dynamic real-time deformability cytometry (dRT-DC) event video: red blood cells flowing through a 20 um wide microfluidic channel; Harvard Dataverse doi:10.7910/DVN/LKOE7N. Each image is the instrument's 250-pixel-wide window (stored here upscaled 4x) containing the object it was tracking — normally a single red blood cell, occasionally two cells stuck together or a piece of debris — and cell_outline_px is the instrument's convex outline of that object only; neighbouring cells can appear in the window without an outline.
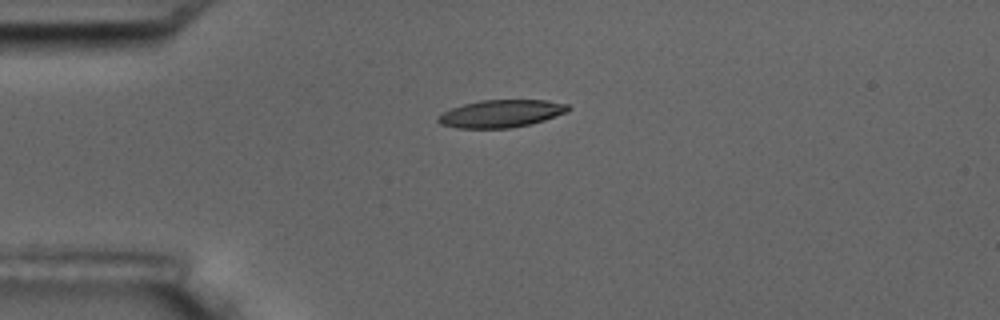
{"species": "common noctule bat (a hibernating species)", "species_latin": "Nyctalus noctula", "temperature_condition": "room temperature", "stored_images_in_passage": 1, "camera_frame_rate_fps": 3000, "um_per_image_px": 0.085, "animal": {"sex": "male", "body_mass_g": 17.5, "forearm_length_mm": 52.3}, "frame": {"image": 1, "passage_image": 1, "time_ms": 0.0, "image_size_px": [1000, 320], "cell_outline_px": [[572, 108], [568, 112], [532, 124], [508, 128], [456, 128], [440, 124], [436, 120], [436, 116], [452, 108], [464, 104], [480, 100], [548, 100], [568, 104]], "centroid_in_image_um": [42.61, 9.65], "position_along_channel_um": 42.4, "area_um2": 21.04}}